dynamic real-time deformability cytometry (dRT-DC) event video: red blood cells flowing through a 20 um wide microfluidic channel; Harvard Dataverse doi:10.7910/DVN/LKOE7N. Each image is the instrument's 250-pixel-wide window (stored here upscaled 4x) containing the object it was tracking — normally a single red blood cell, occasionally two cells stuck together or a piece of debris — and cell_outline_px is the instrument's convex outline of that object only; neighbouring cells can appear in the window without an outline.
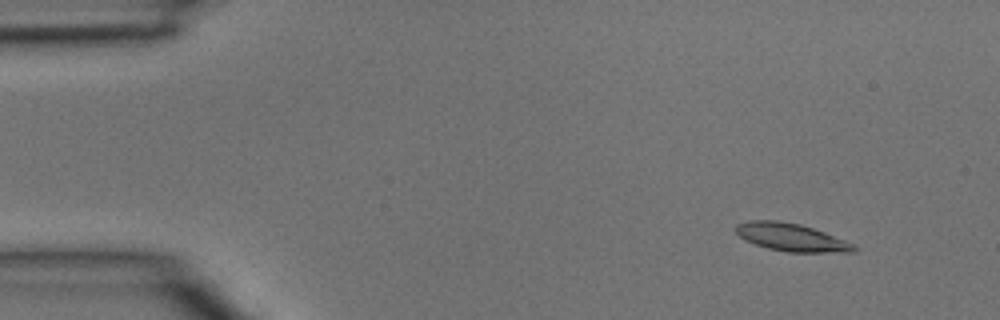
{"species": "common noctule bat (a hibernating species)", "species_latin": "Nyctalus noctula", "temperature_condition": "room temperature", "stored_images_in_passage": 2, "camera_frame_rate_fps": 3000, "um_per_image_px": 0.085, "animal": {"sex": "male", "body_mass_g": 15.6}, "frame": {"image": 1, "passage_image": 2, "time_ms": 0.333, "image_size_px": [1000, 320], "cell_outline_px": [[860, 248], [856, 252], [788, 252], [768, 248], [744, 240], [736, 232], [736, 224], [748, 220], [776, 220], [800, 224], [824, 232], [844, 240]], "centroid_in_image_um": [67.26, 20.17], "position_along_channel_um": 17.7, "area_um2": 19.02}}